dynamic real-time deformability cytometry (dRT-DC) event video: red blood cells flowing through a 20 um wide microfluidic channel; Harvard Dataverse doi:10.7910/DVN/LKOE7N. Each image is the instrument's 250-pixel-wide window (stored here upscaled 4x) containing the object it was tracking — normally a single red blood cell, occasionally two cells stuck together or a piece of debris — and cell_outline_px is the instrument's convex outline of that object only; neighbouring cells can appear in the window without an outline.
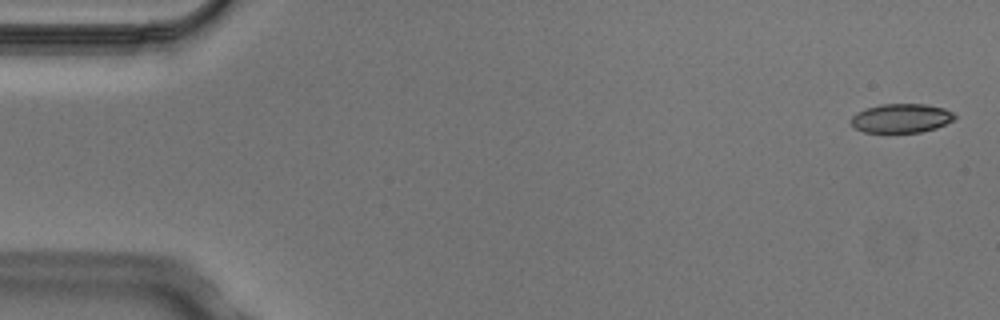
{"species": "Egyptian fruit bat (a non-hibernating species)", "species_latin": "Rousettus aegyptiacus", "temperature_condition": "cold", "stored_images_in_passage": 5, "camera_frame_rate_fps": 3000, "um_per_image_px": 0.085, "animal": {"sex": "male"}, "frame": {"image": 1, "passage_image": 1, "time_ms": 0.0, "image_size_px": [1000, 320], "cell_outline_px": [[956, 120], [936, 128], [920, 132], [864, 132], [856, 128], [852, 124], [852, 116], [856, 112], [864, 108], [880, 104], [924, 104], [944, 108], [952, 112], [956, 116]], "centroid_in_image_um": [76.63, 10.04], "position_along_channel_um": 8.4, "area_um2": 17.57}}
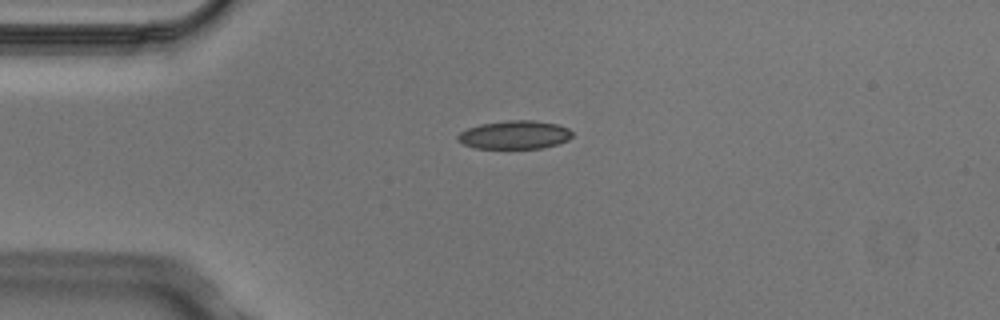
{"frame": {"image": 2, "passage_image": 4, "time_ms": 1.0, "image_size_px": [1000, 320], "cell_outline_px": [[572, 136], [568, 140], [544, 148], [476, 148], [464, 144], [456, 140], [456, 136], [460, 132], [468, 128], [480, 124], [508, 120], [536, 120], [556, 124], [568, 128], [572, 132]], "centroid_in_image_um": [43.73, 11.45], "position_along_channel_um": 41.3, "area_um2": 18.96}}